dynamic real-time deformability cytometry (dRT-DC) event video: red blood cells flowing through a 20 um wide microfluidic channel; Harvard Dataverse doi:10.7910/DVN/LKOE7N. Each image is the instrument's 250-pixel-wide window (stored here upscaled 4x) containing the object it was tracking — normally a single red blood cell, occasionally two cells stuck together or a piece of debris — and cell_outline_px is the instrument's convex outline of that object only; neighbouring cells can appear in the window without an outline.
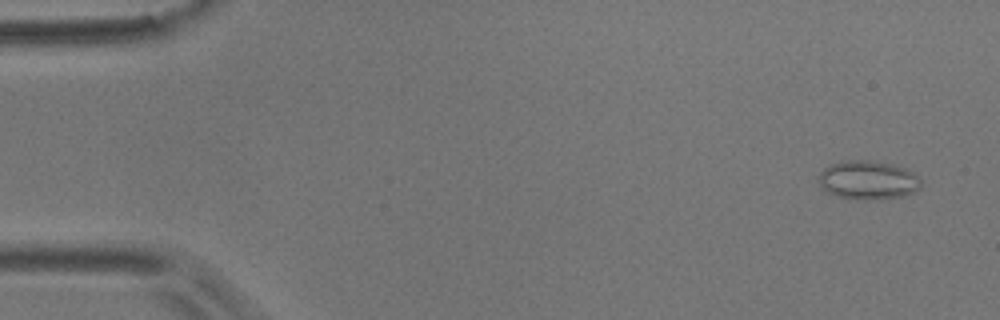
{"species": "common noctule bat (a hibernating species)", "species_latin": "Nyctalus noctula", "temperature_condition": "room temperature", "stored_images_in_passage": 54, "camera_frame_rate_fps": 3000, "um_per_image_px": 0.085, "animal": {"sex": "male", "body_mass_g": 17.9}, "frame": {"image": 1, "passage_image": 3, "time_ms": 0.667, "image_size_px": [1000, 320], "cell_outline_px": [[920, 188], [916, 192], [904, 196], [868, 200], [848, 200], [824, 192], [816, 180], [820, 172], [824, 168], [840, 160], [868, 160], [892, 164], [904, 168], [912, 172], [920, 180]], "centroid_in_image_um": [73.71, 15.33], "position_along_channel_um": 11.3, "area_um2": 23.64}}
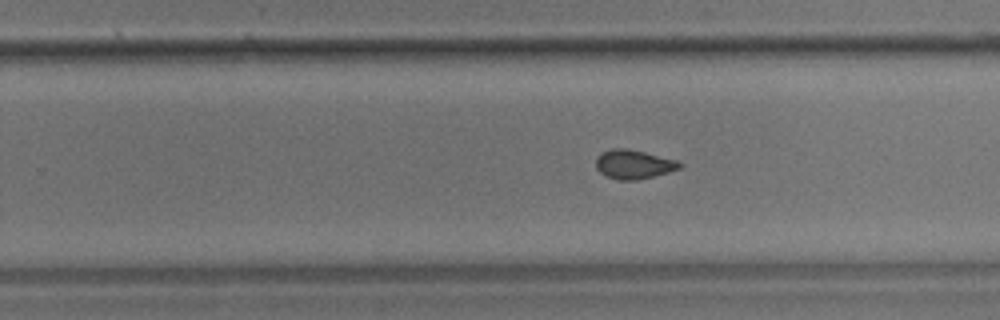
{"frame": {"image": 2, "passage_image": 34, "time_ms": 11.0, "image_size_px": [1000, 320], "cell_outline_px": [[684, 164], [680, 168], [668, 172], [636, 180], [620, 180], [608, 176], [600, 172], [596, 168], [596, 160], [600, 152], [612, 148], [628, 148], [676, 160]], "centroid_in_image_um": [53.85, 13.95], "position_along_channel_um": 276.0, "area_um2": 14.05}}
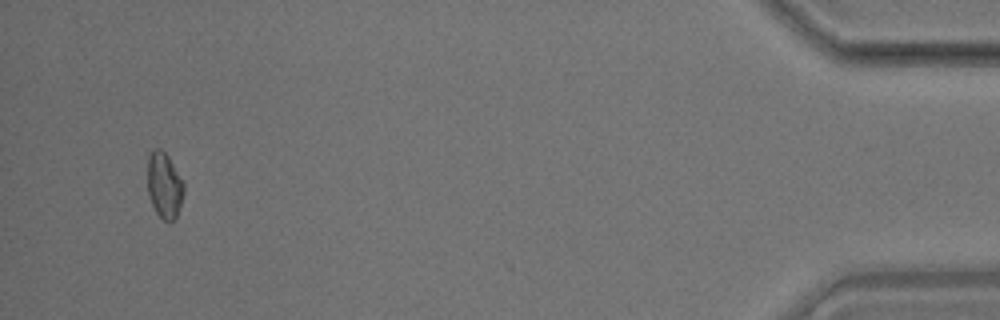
{"frame": {"image": 3, "passage_image": 52, "time_ms": 17.0, "image_size_px": [1000, 320], "cell_outline_px": [[184, 192], [176, 216], [172, 220], [164, 220], [156, 212], [148, 196], [148, 156], [156, 148], [160, 148], [168, 156], [184, 184]], "centroid_in_image_um": [13.95, 15.74], "position_along_channel_um": 421.2, "area_um2": 13.58}, "authors_computed_cell_mechanics": {"area_um2": 14.1899, "velocity_mm_per_s": 3.706, "shape_relaxation_time_tau1_ms": null, "shape_relaxation_time_tau2_ms": 1.3166, "deformation_change_tau1": null, "deformation_change_tau2": 0.0654}}